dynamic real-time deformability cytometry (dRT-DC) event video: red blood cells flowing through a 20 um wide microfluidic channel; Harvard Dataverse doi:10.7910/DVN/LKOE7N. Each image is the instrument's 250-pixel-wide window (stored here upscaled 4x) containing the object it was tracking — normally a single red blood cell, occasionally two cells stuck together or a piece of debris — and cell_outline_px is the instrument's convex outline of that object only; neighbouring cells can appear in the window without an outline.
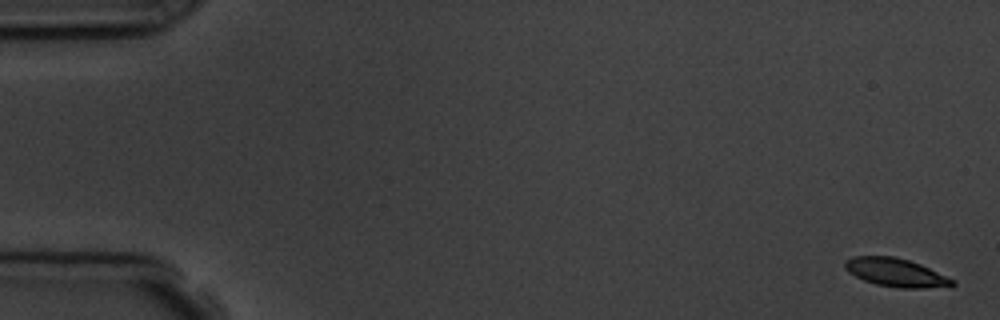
{"species": "common noctule bat (a hibernating species)", "species_latin": "Nyctalus noctula", "temperature_condition": "room temperature", "stored_images_in_passage": 6, "camera_frame_rate_fps": 3000, "um_per_image_px": 0.085, "animal": {"sex": "male", "body_mass_g": 19.5, "forearm_length_mm": 54.6}, "frame": {"image": 1, "passage_image": 1, "time_ms": 0.0, "image_size_px": [1000, 320], "cell_outline_px": [[956, 284], [952, 288], [900, 288], [876, 284], [864, 280], [848, 272], [844, 268], [844, 260], [852, 256], [892, 256], [908, 260], [920, 264], [956, 280]], "centroid_in_image_um": [76.2, 23.18], "position_along_channel_um": 8.8, "area_um2": 18.03}}
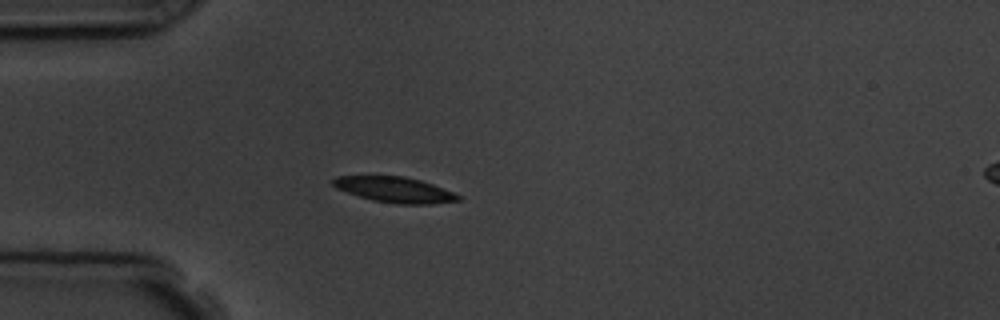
{"frame": {"image": 2, "passage_image": 5, "time_ms": 4.667, "image_size_px": [1000, 320], "cell_outline_px": [[464, 196], [460, 200], [432, 204], [396, 204], [372, 200], [336, 188], [332, 184], [332, 180], [336, 176], [404, 176], [420, 180], [432, 184]], "centroid_in_image_um": [33.59, 16.13], "position_along_channel_um": 51.4, "area_um2": 18.61}}